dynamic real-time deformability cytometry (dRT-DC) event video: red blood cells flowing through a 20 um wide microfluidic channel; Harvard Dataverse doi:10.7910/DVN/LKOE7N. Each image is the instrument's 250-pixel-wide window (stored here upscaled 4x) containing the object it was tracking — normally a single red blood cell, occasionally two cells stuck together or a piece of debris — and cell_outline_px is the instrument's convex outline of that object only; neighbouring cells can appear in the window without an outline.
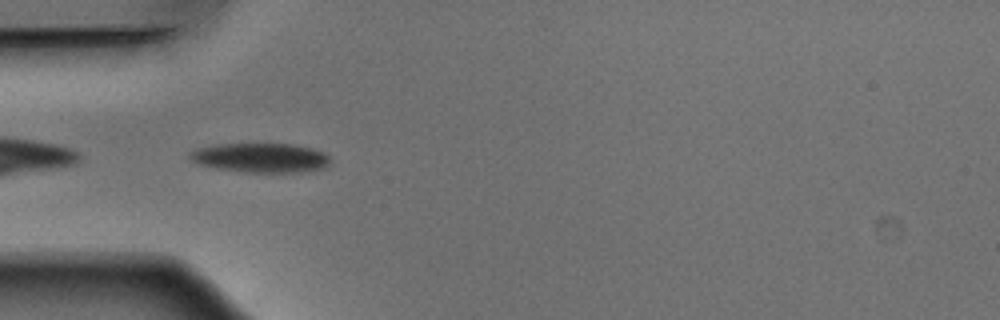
{"species": "Egyptian fruit bat (a non-hibernating species)", "species_latin": "Rousettus aegyptiacus", "temperature_condition": "warm", "stored_images_in_passage": 37, "camera_frame_rate_fps": 3000, "um_per_image_px": 0.085, "animal": {"sex": "male"}, "frame": {"image": 1, "passage_image": 1, "time_ms": 0.0, "image_size_px": [1000, 320], "cell_outline_px": [[328, 164], [324, 168], [300, 172], [244, 172], [216, 168], [196, 164], [188, 156], [188, 152], [196, 148], [216, 144], [292, 144], [312, 148], [324, 152], [328, 156]], "centroid_in_image_um": [22.1, 13.41], "position_along_channel_um": 62.9, "area_um2": 24.1}}
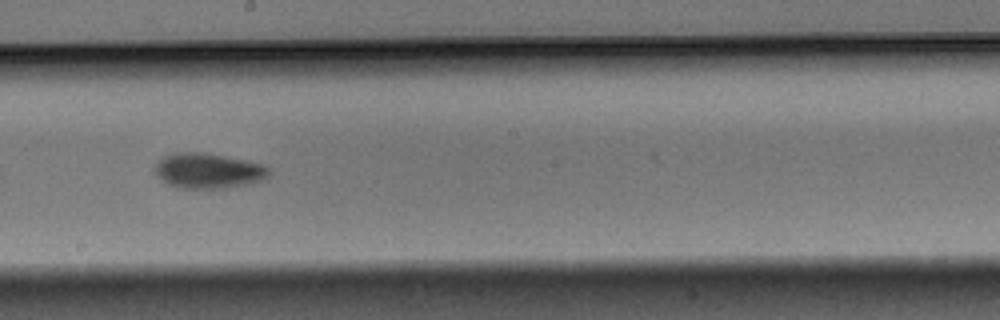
{"frame": {"image": 2, "passage_image": 14, "time_ms": 4.333, "image_size_px": [1000, 320], "cell_outline_px": [[268, 176], [260, 180], [248, 184], [224, 188], [176, 188], [168, 184], [152, 168], [156, 160], [164, 156], [176, 152], [200, 152], [248, 160], [260, 164], [268, 168]], "centroid_in_image_um": [17.64, 14.51], "position_along_channel_um": 230.6, "area_um2": 23.29}}
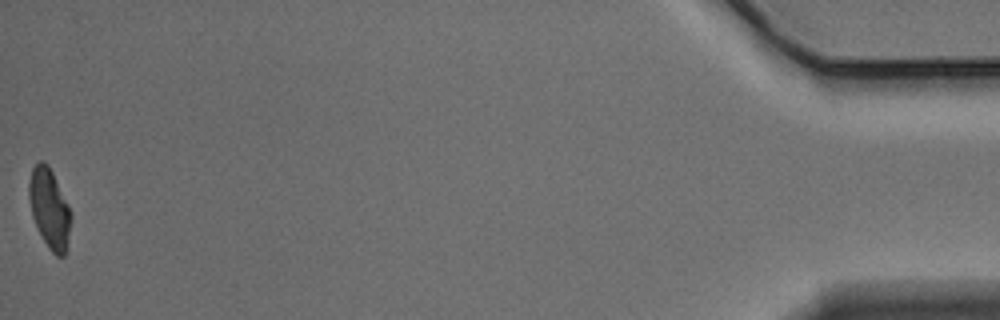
{"frame": {"image": 3, "passage_image": 37, "time_ms": 12.0, "image_size_px": [1000, 320], "cell_outline_px": [[72, 216], [64, 256], [56, 256], [48, 248], [32, 216], [28, 196], [28, 184], [32, 168], [40, 160], [44, 160], [48, 164], [72, 212]], "centroid_in_image_um": [4.19, 17.69], "position_along_channel_um": 431.0, "area_um2": 19.31}, "authors_computed_cell_mechanics": {"area_um2": 21.7906, "velocity_mm_per_s": 3.8793, "shape_relaxation_time_tau1_ms": 3.1986, "shape_relaxation_time_tau2_ms": null, "deformation_change_tau1": 0.1264, "deformation_change_tau2": null}}